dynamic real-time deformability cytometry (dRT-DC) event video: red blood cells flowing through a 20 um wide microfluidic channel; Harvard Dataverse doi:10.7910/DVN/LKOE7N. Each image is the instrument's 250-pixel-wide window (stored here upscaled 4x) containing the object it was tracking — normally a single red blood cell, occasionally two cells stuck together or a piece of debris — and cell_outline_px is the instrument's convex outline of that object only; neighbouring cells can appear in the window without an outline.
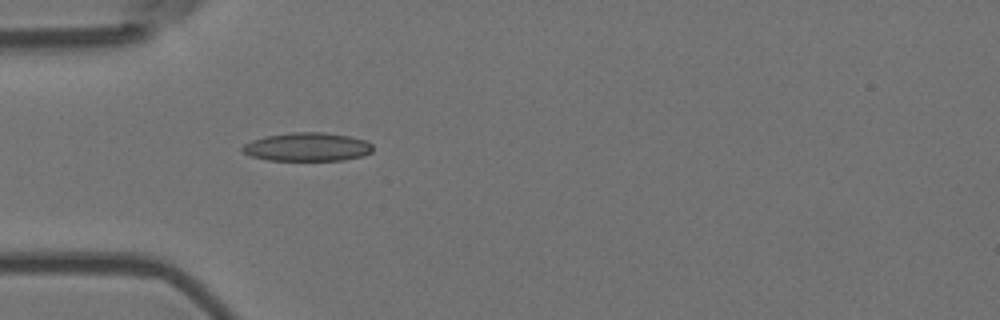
{"species": "Egyptian fruit bat (a non-hibernating species)", "species_latin": "Rousettus aegyptiacus", "temperature_condition": "room temperature", "stored_images_in_passage": 3, "camera_frame_rate_fps": 3000, "um_per_image_px": 0.085, "animal": {"sex": "female"}, "frame": {"image": 1, "passage_image": 3, "time_ms": 0.667, "image_size_px": [1000, 320], "cell_outline_px": [[372, 152], [364, 156], [344, 160], [268, 160], [252, 156], [244, 152], [240, 148], [244, 144], [252, 140], [264, 136], [292, 132], [324, 132], [348, 136], [364, 140], [372, 144]], "centroid_in_image_um": [26.12, 12.49], "position_along_channel_um": 58.9, "area_um2": 21.68}}